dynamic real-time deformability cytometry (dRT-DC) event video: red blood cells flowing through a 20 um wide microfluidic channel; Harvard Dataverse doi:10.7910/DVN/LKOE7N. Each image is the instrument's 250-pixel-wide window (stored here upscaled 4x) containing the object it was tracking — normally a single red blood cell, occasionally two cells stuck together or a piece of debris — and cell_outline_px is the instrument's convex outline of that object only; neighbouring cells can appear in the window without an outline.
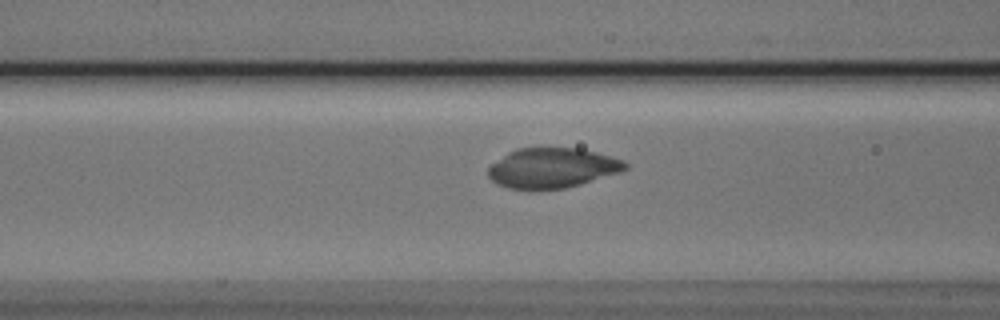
{"species": "Egyptian fruit bat (a non-hibernating species)", "species_latin": "Rousettus aegyptiacus", "temperature_condition": "cold", "stored_images_in_passage": 21, "camera_frame_rate_fps": 3000, "um_per_image_px": 0.085, "animal": {"sex": "male"}, "frame": {"image": 1, "passage_image": 12, "time_ms": 3.667, "image_size_px": [1000, 320], "cell_outline_px": [[628, 168], [620, 172], [580, 184], [564, 188], [508, 188], [492, 180], [488, 176], [488, 168], [492, 164], [508, 152], [516, 148], [580, 148], [596, 152], [624, 160], [628, 164]], "centroid_in_image_um": [46.97, 14.25], "position_along_channel_um": 119.6, "area_um2": 31.5}}
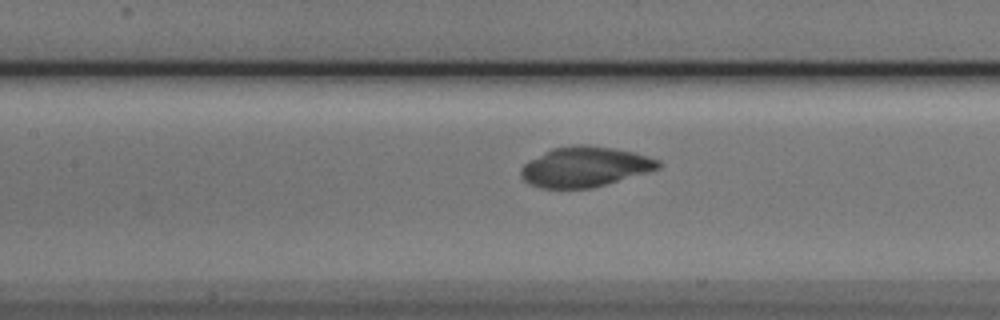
{"frame": {"image": 2, "passage_image": 15, "time_ms": 4.667, "image_size_px": [1000, 320], "cell_outline_px": [[664, 164], [660, 168], [648, 172], [592, 188], [540, 188], [528, 184], [520, 176], [520, 168], [528, 160], [552, 148], [576, 144], [588, 144], [612, 148], [632, 152], [660, 160]], "centroid_in_image_um": [49.69, 14.18], "position_along_channel_um": 157.7, "area_um2": 32.31}}
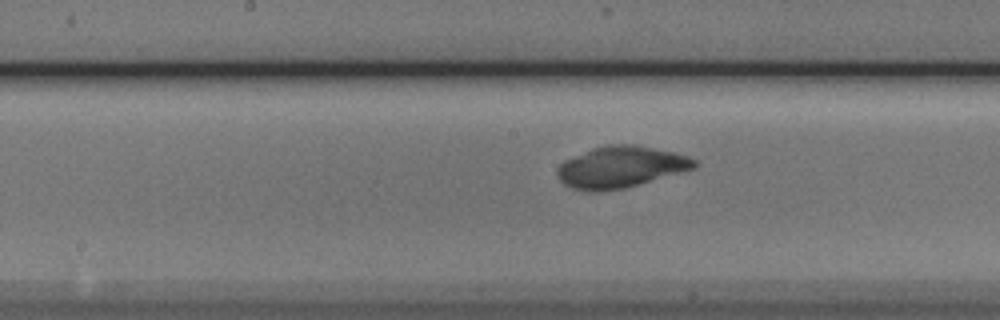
{"frame": {"image": 3, "passage_image": 18, "time_ms": 5.667, "image_size_px": [1000, 320], "cell_outline_px": [[700, 164], [696, 168], [624, 188], [600, 192], [588, 192], [572, 188], [564, 184], [560, 180], [556, 172], [556, 168], [564, 160], [592, 148], [612, 144], [636, 144], [672, 152], [688, 156], [696, 160]], "centroid_in_image_um": [52.75, 14.2], "position_along_channel_um": 195.5, "area_um2": 33.23}}